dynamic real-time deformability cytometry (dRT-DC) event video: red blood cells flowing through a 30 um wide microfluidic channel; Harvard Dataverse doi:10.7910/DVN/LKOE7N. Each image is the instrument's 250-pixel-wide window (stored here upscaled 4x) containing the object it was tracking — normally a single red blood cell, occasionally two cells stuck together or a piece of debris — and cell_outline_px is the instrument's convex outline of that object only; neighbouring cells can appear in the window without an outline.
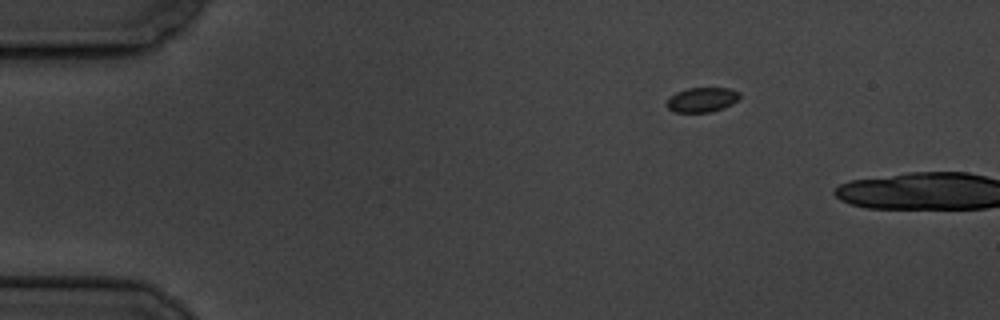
{"species": "common noctule bat (a hibernating species)", "species_latin": "Nyctalus noctula", "temperature_condition": "cold", "stored_images_in_passage": 4, "camera_frame_rate_fps": 3000, "um_per_image_px": 0.085, "animal": {"sex": "male", "body_mass_g": 19.5, "forearm_length_mm": 54.6}, "frame": {"image": 1, "passage_image": 1, "time_ms": 0.0, "image_size_px": [1000, 320], "cell_outline_px": [[740, 96], [732, 104], [724, 108], [712, 112], [676, 112], [668, 108], [668, 96], [676, 92], [688, 88], [728, 88], [740, 92]], "centroid_in_image_um": [59.68, 8.47], "position_along_channel_um": 25.3, "area_um2": 10.46}}